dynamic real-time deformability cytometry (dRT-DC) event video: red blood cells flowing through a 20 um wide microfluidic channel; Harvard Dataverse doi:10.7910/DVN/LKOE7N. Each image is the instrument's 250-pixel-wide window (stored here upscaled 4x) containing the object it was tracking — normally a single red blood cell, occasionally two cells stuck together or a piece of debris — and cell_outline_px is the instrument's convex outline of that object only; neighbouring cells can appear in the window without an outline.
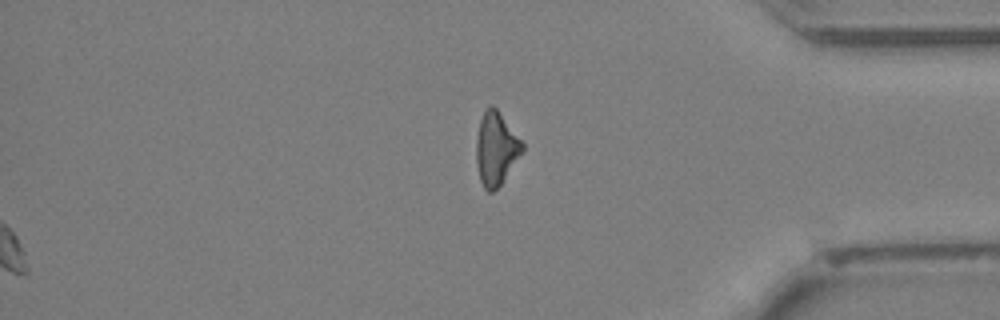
{"species": "Egyptian fruit bat (a non-hibernating species)", "species_latin": "Rousettus aegyptiacus", "temperature_condition": "cold", "stored_images_in_passage": 43, "segment_of_instrument_passage": [2, 2], "camera_frame_rate_fps": 3000, "um_per_image_px": 0.085, "animal": {"sex": "female"}, "frame": {"image": 1, "passage_image": 43, "time_ms": 14.0, "image_size_px": [1000, 320], "cell_outline_px": [[524, 152], [500, 184], [492, 192], [488, 192], [484, 188], [480, 180], [476, 160], [476, 140], [480, 120], [484, 112], [492, 104], [496, 108], [524, 144]], "centroid_in_image_um": [42.17, 12.65], "position_along_channel_um": 393.0, "area_um2": 19.36}}